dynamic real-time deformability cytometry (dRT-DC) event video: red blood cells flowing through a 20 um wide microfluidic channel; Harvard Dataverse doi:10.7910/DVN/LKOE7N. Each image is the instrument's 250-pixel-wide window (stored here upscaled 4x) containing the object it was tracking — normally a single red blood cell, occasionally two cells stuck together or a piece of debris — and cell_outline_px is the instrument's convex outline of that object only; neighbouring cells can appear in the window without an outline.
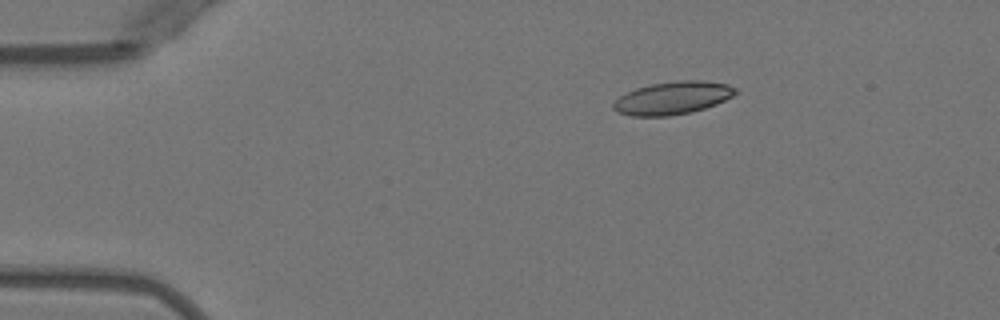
{"species": "Egyptian fruit bat (a non-hibernating species)", "species_latin": "Rousettus aegyptiacus", "temperature_condition": "warm", "stored_images_in_passage": 4, "camera_frame_rate_fps": 3000, "um_per_image_px": 0.085, "animal": {"sex": "female"}, "frame": {"image": 1, "passage_image": 2, "time_ms": 2.333, "image_size_px": [1000, 320], "cell_outline_px": [[740, 92], [716, 104], [704, 108], [688, 112], [668, 116], [632, 116], [616, 112], [612, 108], [612, 104], [620, 96], [636, 88], [652, 84], [676, 80], [704, 80], [728, 84], [736, 88]], "centroid_in_image_um": [57.18, 8.32], "position_along_channel_um": 27.8, "area_um2": 23.35}}
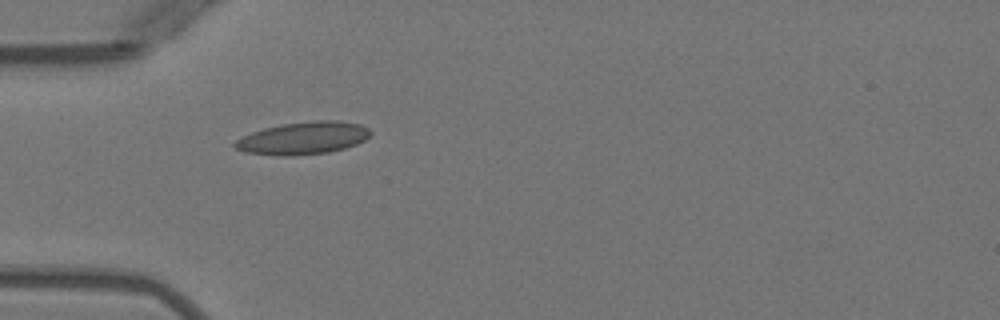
{"frame": {"image": 2, "passage_image": 4, "time_ms": 4.667, "image_size_px": [1000, 320], "cell_outline_px": [[372, 132], [364, 140], [356, 144], [344, 148], [328, 152], [292, 156], [280, 156], [244, 152], [236, 148], [232, 144], [236, 140], [252, 132], [264, 128], [280, 124], [316, 120], [336, 120], [360, 124], [368, 128]], "centroid_in_image_um": [25.76, 11.74], "position_along_channel_um": 59.2, "area_um2": 25.66}}